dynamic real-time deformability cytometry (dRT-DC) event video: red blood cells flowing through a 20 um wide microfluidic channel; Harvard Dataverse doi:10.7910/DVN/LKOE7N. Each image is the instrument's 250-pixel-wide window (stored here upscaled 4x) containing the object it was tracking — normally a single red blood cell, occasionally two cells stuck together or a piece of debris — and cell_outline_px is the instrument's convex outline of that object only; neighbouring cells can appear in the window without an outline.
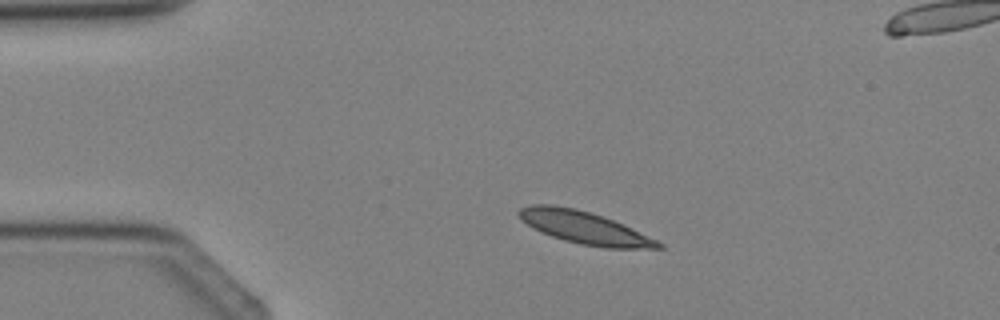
{"species": "Egyptian fruit bat (a non-hibernating species)", "species_latin": "Rousettus aegyptiacus", "temperature_condition": "cold", "stored_images_in_passage": 2, "camera_frame_rate_fps": 3000, "um_per_image_px": 0.085, "animal": {"sex": "female"}, "frame": {"image": 1, "passage_image": 1, "time_ms": 0.0, "image_size_px": [1000, 320], "cell_outline_px": [[664, 248], [604, 248], [580, 244], [564, 240], [552, 236], [528, 224], [516, 212], [520, 208], [532, 204], [552, 204], [576, 208], [612, 220], [656, 240], [664, 244]], "centroid_in_image_um": [49.66, 19.34], "position_along_channel_um": 35.3, "area_um2": 25.66}}